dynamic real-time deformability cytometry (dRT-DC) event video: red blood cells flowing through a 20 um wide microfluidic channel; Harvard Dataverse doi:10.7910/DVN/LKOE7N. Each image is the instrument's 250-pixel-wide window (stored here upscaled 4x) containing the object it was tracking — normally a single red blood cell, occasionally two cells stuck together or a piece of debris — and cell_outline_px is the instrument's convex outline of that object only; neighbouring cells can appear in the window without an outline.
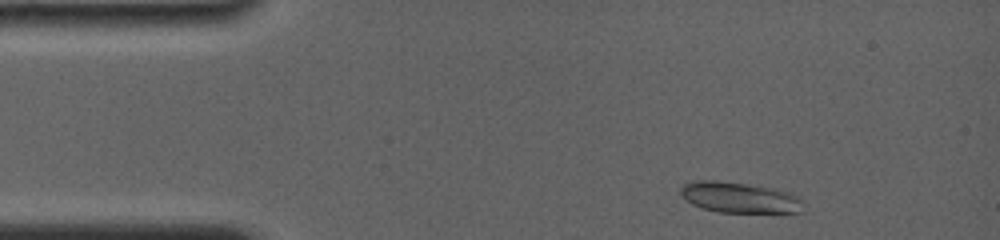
{"species": "common noctule bat (a hibernating species)", "species_latin": "Nyctalus noctula", "temperature_condition": "room temperature", "stored_images_in_passage": 11, "camera_frame_rate_fps": 4000, "um_per_image_px": 0.085, "animal": {"sex": "female", "body_mass_g": 19.0, "forearm_length_mm": 56.7}, "frame": {"image": 1, "passage_image": 2, "time_ms": 0.5, "image_size_px": [1000, 240], "cell_outline_px": [[804, 212], [720, 212], [704, 208], [692, 204], [680, 192], [680, 188], [684, 184], [696, 180], [716, 180], [772, 188], [788, 192], [796, 196], [800, 200]], "centroid_in_image_um": [62.84, 16.78], "position_along_channel_um": 22.2, "area_um2": 21.5}}
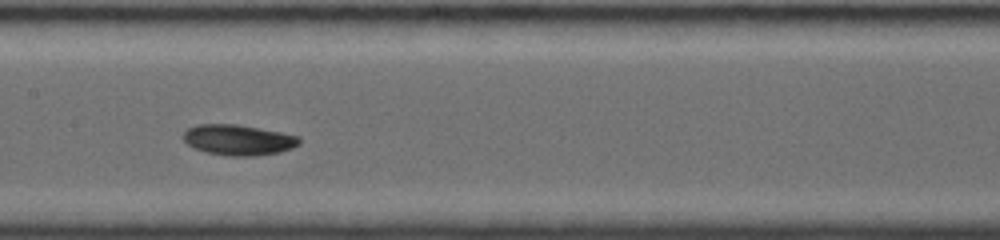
{"frame": {"image": 2, "passage_image": 8, "time_ms": 6.5, "image_size_px": [1000, 240], "cell_outline_px": [[300, 144], [292, 148], [280, 152], [256, 156], [232, 156], [208, 152], [192, 148], [180, 136], [188, 128], [196, 124], [236, 124], [280, 132], [300, 136]], "centroid_in_image_um": [20.24, 11.89], "position_along_channel_um": 187.2, "area_um2": 20.75}}
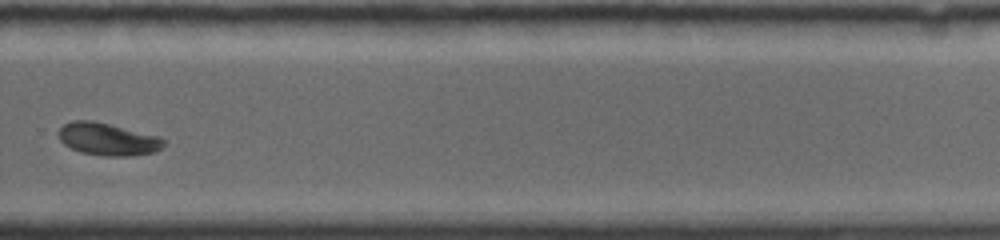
{"frame": {"image": 3, "passage_image": 11, "time_ms": 10.0, "image_size_px": [1000, 240], "cell_outline_px": [[164, 144], [156, 152], [128, 156], [104, 156], [80, 152], [64, 144], [60, 140], [60, 128], [64, 124], [72, 120], [92, 120], [160, 136], [164, 140]], "centroid_in_image_um": [9.17, 11.83], "position_along_channel_um": 320.6, "area_um2": 19.77}}